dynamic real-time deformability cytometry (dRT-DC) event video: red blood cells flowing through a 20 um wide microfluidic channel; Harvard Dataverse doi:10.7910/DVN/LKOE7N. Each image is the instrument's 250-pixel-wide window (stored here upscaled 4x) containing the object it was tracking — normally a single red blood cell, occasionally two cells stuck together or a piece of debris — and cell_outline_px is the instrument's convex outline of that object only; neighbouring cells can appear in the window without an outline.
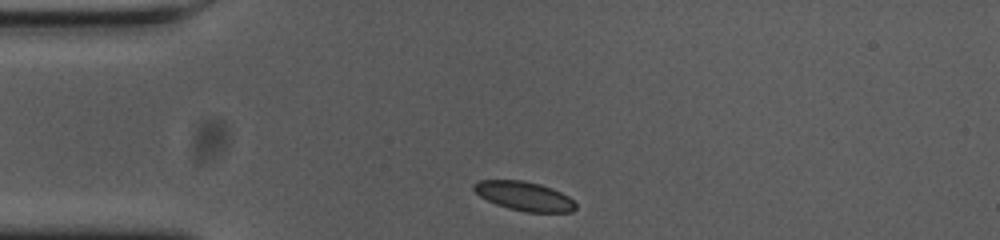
{"species": "common noctule bat (a hibernating species)", "species_latin": "Nyctalus noctula", "temperature_condition": "cold", "stored_images_in_passage": 33, "camera_frame_rate_fps": 3000, "um_per_image_px": 0.085, "animal": {"sex": "female", "body_mass_g": 23.0, "forearm_length_mm": 53.4}, "frame": {"image": 1, "passage_image": 1, "time_ms": 0.0, "image_size_px": [1000, 240], "cell_outline_px": [[576, 208], [572, 212], [524, 212], [508, 208], [496, 204], [480, 196], [472, 188], [472, 184], [480, 180], [520, 180], [540, 184], [552, 188], [568, 196], [576, 204]], "centroid_in_image_um": [44.55, 16.67], "position_along_channel_um": 40.4, "area_um2": 17.22}}
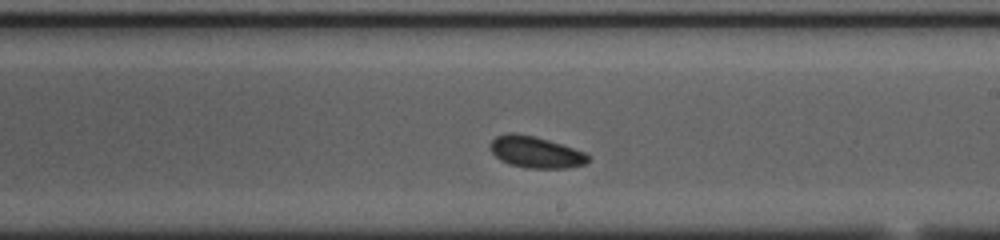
{"frame": {"image": 2, "passage_image": 20, "time_ms": 6.333, "image_size_px": [1000, 240], "cell_outline_px": [[588, 160], [584, 164], [568, 168], [528, 168], [508, 164], [500, 160], [488, 148], [488, 144], [496, 136], [508, 132], [512, 132], [536, 136], [584, 152], [588, 156]], "centroid_in_image_um": [45.46, 12.92], "position_along_channel_um": 243.5, "area_um2": 17.98}}
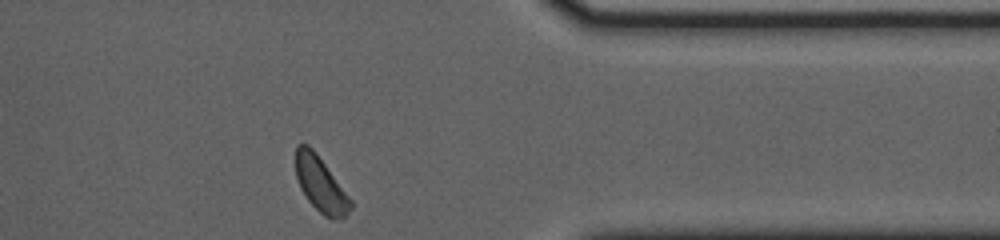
{"frame": {"image": 3, "passage_image": 33, "time_ms": 10.667, "image_size_px": [1000, 240], "cell_outline_px": [[352, 208], [340, 220], [332, 220], [324, 216], [308, 200], [300, 188], [296, 176], [296, 144], [308, 144], [316, 152], [352, 200]], "centroid_in_image_um": [27.26, 15.68], "position_along_channel_um": 384.1, "area_um2": 17.57}, "authors_computed_cell_mechanics": {"area_um2": 17.8024, "velocity_mm_per_s": 3.6089, "shape_relaxation_time_tau1_ms": 1.4588, "shape_relaxation_time_tau2_ms": null, "deformation_change_tau1": 0.0564, "deformation_change_tau2": null}}